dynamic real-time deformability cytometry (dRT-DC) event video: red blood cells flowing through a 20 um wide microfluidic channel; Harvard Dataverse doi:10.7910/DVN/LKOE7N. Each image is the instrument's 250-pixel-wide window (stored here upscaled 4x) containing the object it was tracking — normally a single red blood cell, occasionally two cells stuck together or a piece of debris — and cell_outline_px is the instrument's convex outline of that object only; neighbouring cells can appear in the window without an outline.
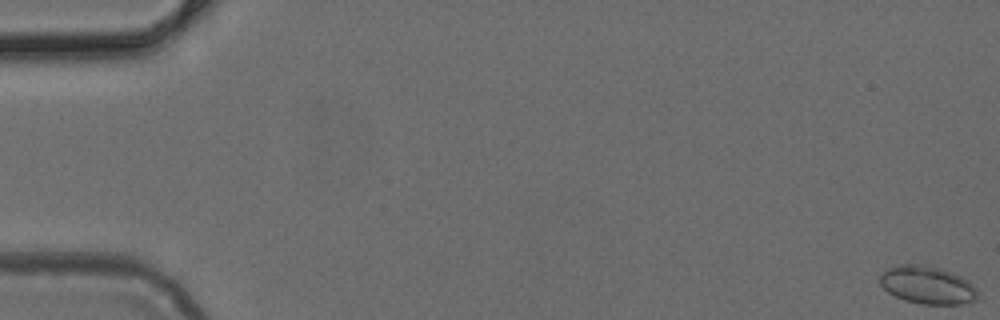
{"species": "common noctule bat (a hibernating species)", "species_latin": "Nyctalus noctula", "temperature_condition": "cold", "stored_images_in_passage": 5, "camera_frame_rate_fps": 3000, "um_per_image_px": 0.085, "animal": {"sex": "female", "body_mass_g": 24.6, "forearm_length_mm": 56.2}, "frame": {"image": 1, "passage_image": 1, "time_ms": 0.0, "image_size_px": [1000, 320], "cell_outline_px": [[976, 300], [964, 304], [920, 304], [904, 300], [888, 292], [880, 284], [880, 272], [888, 268], [900, 264], [924, 264], [940, 268], [952, 272], [968, 280], [976, 288]], "centroid_in_image_um": [78.81, 24.22], "position_along_channel_um": 6.2, "area_um2": 21.68}}
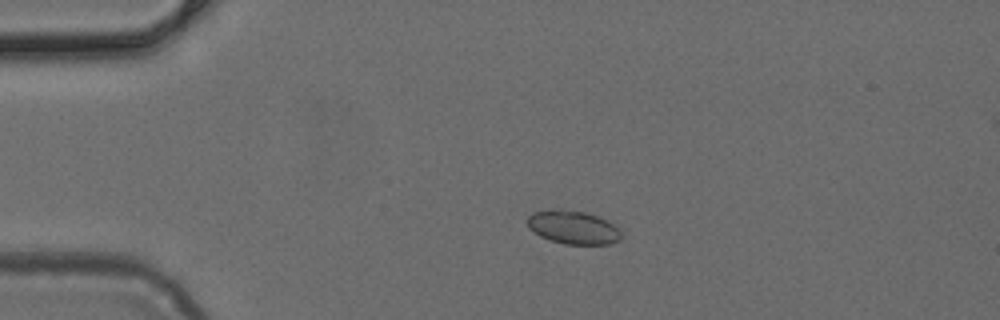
{"frame": {"image": 2, "passage_image": 4, "time_ms": 1.0, "image_size_px": [1000, 320], "cell_outline_px": [[624, 228], [620, 240], [608, 244], [564, 244], [540, 236], [528, 228], [528, 216], [536, 212], [552, 208], [584, 212], [596, 216]], "centroid_in_image_um": [48.77, 19.33], "position_along_channel_um": 36.2, "area_um2": 18.38}}